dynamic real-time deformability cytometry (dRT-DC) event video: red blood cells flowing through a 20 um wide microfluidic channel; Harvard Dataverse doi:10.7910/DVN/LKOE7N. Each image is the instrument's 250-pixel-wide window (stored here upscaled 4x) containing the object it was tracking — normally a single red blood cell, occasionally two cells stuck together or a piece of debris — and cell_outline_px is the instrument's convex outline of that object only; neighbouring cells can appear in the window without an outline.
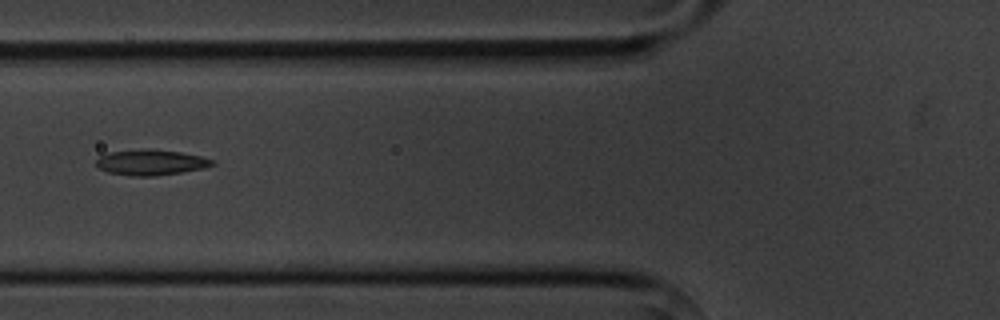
{"species": "common noctule bat (a hibernating species)", "species_latin": "Nyctalus noctula", "temperature_condition": "cold", "stored_images_in_passage": 5, "camera_frame_rate_fps": 3000, "um_per_image_px": 0.085, "animal": {"sex": "male", "body_mass_g": 20.1, "forearm_length_mm": 53.5}, "frame": {"image": 1, "passage_image": 5, "time_ms": 4.667, "image_size_px": [1000, 320], "cell_outline_px": [[216, 164], [204, 168], [156, 176], [128, 176], [108, 172], [100, 168], [96, 164], [96, 160], [100, 156], [108, 152], [144, 148], [152, 148], [180, 152], [200, 156], [212, 160]], "centroid_in_image_um": [12.8, 13.79], "position_along_channel_um": 113.0, "area_um2": 17.4}}